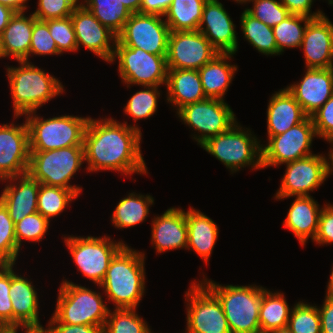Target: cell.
<instances>
[{
	"label": "cell",
	"mask_w": 333,
	"mask_h": 333,
	"mask_svg": "<svg viewBox=\"0 0 333 333\" xmlns=\"http://www.w3.org/2000/svg\"><path fill=\"white\" fill-rule=\"evenodd\" d=\"M116 120L89 118L84 132L88 171L114 170L123 174L147 173L140 150L141 131Z\"/></svg>",
	"instance_id": "obj_1"
},
{
	"label": "cell",
	"mask_w": 333,
	"mask_h": 333,
	"mask_svg": "<svg viewBox=\"0 0 333 333\" xmlns=\"http://www.w3.org/2000/svg\"><path fill=\"white\" fill-rule=\"evenodd\" d=\"M144 253L124 245L112 258L103 282L108 300L116 309H136L145 288Z\"/></svg>",
	"instance_id": "obj_2"
},
{
	"label": "cell",
	"mask_w": 333,
	"mask_h": 333,
	"mask_svg": "<svg viewBox=\"0 0 333 333\" xmlns=\"http://www.w3.org/2000/svg\"><path fill=\"white\" fill-rule=\"evenodd\" d=\"M19 64L18 68H7L15 117L35 112L64 90L59 80L29 62Z\"/></svg>",
	"instance_id": "obj_3"
},
{
	"label": "cell",
	"mask_w": 333,
	"mask_h": 333,
	"mask_svg": "<svg viewBox=\"0 0 333 333\" xmlns=\"http://www.w3.org/2000/svg\"><path fill=\"white\" fill-rule=\"evenodd\" d=\"M204 281L221 303L231 333H261L259 308L266 289L257 286H222L207 279Z\"/></svg>",
	"instance_id": "obj_4"
},
{
	"label": "cell",
	"mask_w": 333,
	"mask_h": 333,
	"mask_svg": "<svg viewBox=\"0 0 333 333\" xmlns=\"http://www.w3.org/2000/svg\"><path fill=\"white\" fill-rule=\"evenodd\" d=\"M34 113L26 114L30 151H50L70 146H84V132L89 117L65 115L42 119L31 116Z\"/></svg>",
	"instance_id": "obj_5"
},
{
	"label": "cell",
	"mask_w": 333,
	"mask_h": 333,
	"mask_svg": "<svg viewBox=\"0 0 333 333\" xmlns=\"http://www.w3.org/2000/svg\"><path fill=\"white\" fill-rule=\"evenodd\" d=\"M83 161H85L84 146L30 151L27 173L41 184L70 189L78 195L82 188L68 185V182Z\"/></svg>",
	"instance_id": "obj_6"
},
{
	"label": "cell",
	"mask_w": 333,
	"mask_h": 333,
	"mask_svg": "<svg viewBox=\"0 0 333 333\" xmlns=\"http://www.w3.org/2000/svg\"><path fill=\"white\" fill-rule=\"evenodd\" d=\"M101 295L73 282L64 281L59 295L54 317L67 325L104 326L109 309Z\"/></svg>",
	"instance_id": "obj_7"
},
{
	"label": "cell",
	"mask_w": 333,
	"mask_h": 333,
	"mask_svg": "<svg viewBox=\"0 0 333 333\" xmlns=\"http://www.w3.org/2000/svg\"><path fill=\"white\" fill-rule=\"evenodd\" d=\"M241 128L235 123L226 132L207 139L201 147L233 172L251 164L254 169H260L263 146L259 144L255 136L252 137L251 132L249 134V130L244 131Z\"/></svg>",
	"instance_id": "obj_8"
},
{
	"label": "cell",
	"mask_w": 333,
	"mask_h": 333,
	"mask_svg": "<svg viewBox=\"0 0 333 333\" xmlns=\"http://www.w3.org/2000/svg\"><path fill=\"white\" fill-rule=\"evenodd\" d=\"M114 58L119 60V72L124 83L146 86L166 84L167 55H154L140 48L114 45Z\"/></svg>",
	"instance_id": "obj_9"
},
{
	"label": "cell",
	"mask_w": 333,
	"mask_h": 333,
	"mask_svg": "<svg viewBox=\"0 0 333 333\" xmlns=\"http://www.w3.org/2000/svg\"><path fill=\"white\" fill-rule=\"evenodd\" d=\"M78 270L84 276L101 284L106 275L110 261L115 254L125 245L122 242H112L108 237H68L65 238Z\"/></svg>",
	"instance_id": "obj_10"
},
{
	"label": "cell",
	"mask_w": 333,
	"mask_h": 333,
	"mask_svg": "<svg viewBox=\"0 0 333 333\" xmlns=\"http://www.w3.org/2000/svg\"><path fill=\"white\" fill-rule=\"evenodd\" d=\"M169 26L154 14L132 13L114 45L140 48L154 55H167Z\"/></svg>",
	"instance_id": "obj_11"
},
{
	"label": "cell",
	"mask_w": 333,
	"mask_h": 333,
	"mask_svg": "<svg viewBox=\"0 0 333 333\" xmlns=\"http://www.w3.org/2000/svg\"><path fill=\"white\" fill-rule=\"evenodd\" d=\"M177 113L188 126L201 133L194 137L200 145L207 139L226 132L236 123L233 111L222 99L207 98L190 103Z\"/></svg>",
	"instance_id": "obj_12"
},
{
	"label": "cell",
	"mask_w": 333,
	"mask_h": 333,
	"mask_svg": "<svg viewBox=\"0 0 333 333\" xmlns=\"http://www.w3.org/2000/svg\"><path fill=\"white\" fill-rule=\"evenodd\" d=\"M186 300L190 301L186 333H231L221 303L205 284L193 283Z\"/></svg>",
	"instance_id": "obj_13"
},
{
	"label": "cell",
	"mask_w": 333,
	"mask_h": 333,
	"mask_svg": "<svg viewBox=\"0 0 333 333\" xmlns=\"http://www.w3.org/2000/svg\"><path fill=\"white\" fill-rule=\"evenodd\" d=\"M311 116L291 127L285 133L272 136L262 149V168L277 166L311 155L310 146L315 137Z\"/></svg>",
	"instance_id": "obj_14"
},
{
	"label": "cell",
	"mask_w": 333,
	"mask_h": 333,
	"mask_svg": "<svg viewBox=\"0 0 333 333\" xmlns=\"http://www.w3.org/2000/svg\"><path fill=\"white\" fill-rule=\"evenodd\" d=\"M219 52L198 30L171 31L167 49L168 69L198 70Z\"/></svg>",
	"instance_id": "obj_15"
},
{
	"label": "cell",
	"mask_w": 333,
	"mask_h": 333,
	"mask_svg": "<svg viewBox=\"0 0 333 333\" xmlns=\"http://www.w3.org/2000/svg\"><path fill=\"white\" fill-rule=\"evenodd\" d=\"M286 166V174L275 195L278 199L291 196H310L309 191L317 189L327 178L326 158L322 155L311 154L288 162Z\"/></svg>",
	"instance_id": "obj_16"
},
{
	"label": "cell",
	"mask_w": 333,
	"mask_h": 333,
	"mask_svg": "<svg viewBox=\"0 0 333 333\" xmlns=\"http://www.w3.org/2000/svg\"><path fill=\"white\" fill-rule=\"evenodd\" d=\"M29 131L27 123L0 126V179L26 174L29 166Z\"/></svg>",
	"instance_id": "obj_17"
},
{
	"label": "cell",
	"mask_w": 333,
	"mask_h": 333,
	"mask_svg": "<svg viewBox=\"0 0 333 333\" xmlns=\"http://www.w3.org/2000/svg\"><path fill=\"white\" fill-rule=\"evenodd\" d=\"M71 21L75 31L77 50L82 44L105 61L111 62L115 47L109 44L117 41V35L101 22L82 4L74 9ZM113 49V50H112Z\"/></svg>",
	"instance_id": "obj_18"
},
{
	"label": "cell",
	"mask_w": 333,
	"mask_h": 333,
	"mask_svg": "<svg viewBox=\"0 0 333 333\" xmlns=\"http://www.w3.org/2000/svg\"><path fill=\"white\" fill-rule=\"evenodd\" d=\"M206 24V28L203 27ZM235 25L218 0H207L199 23L200 31L219 53H233L238 49Z\"/></svg>",
	"instance_id": "obj_19"
},
{
	"label": "cell",
	"mask_w": 333,
	"mask_h": 333,
	"mask_svg": "<svg viewBox=\"0 0 333 333\" xmlns=\"http://www.w3.org/2000/svg\"><path fill=\"white\" fill-rule=\"evenodd\" d=\"M307 68H329L333 56V24L325 15L306 25L301 46Z\"/></svg>",
	"instance_id": "obj_20"
},
{
	"label": "cell",
	"mask_w": 333,
	"mask_h": 333,
	"mask_svg": "<svg viewBox=\"0 0 333 333\" xmlns=\"http://www.w3.org/2000/svg\"><path fill=\"white\" fill-rule=\"evenodd\" d=\"M286 89L311 116L333 95V77L328 68H307L302 81Z\"/></svg>",
	"instance_id": "obj_21"
},
{
	"label": "cell",
	"mask_w": 333,
	"mask_h": 333,
	"mask_svg": "<svg viewBox=\"0 0 333 333\" xmlns=\"http://www.w3.org/2000/svg\"><path fill=\"white\" fill-rule=\"evenodd\" d=\"M152 222V242L158 253L170 249L187 248L186 212L172 207Z\"/></svg>",
	"instance_id": "obj_22"
},
{
	"label": "cell",
	"mask_w": 333,
	"mask_h": 333,
	"mask_svg": "<svg viewBox=\"0 0 333 333\" xmlns=\"http://www.w3.org/2000/svg\"><path fill=\"white\" fill-rule=\"evenodd\" d=\"M8 179L10 181L20 179L19 186L18 184L16 186H6L0 196V201L8 209L10 218L14 224H16L25 216L37 212L40 183L36 179L32 178L28 173Z\"/></svg>",
	"instance_id": "obj_23"
},
{
	"label": "cell",
	"mask_w": 333,
	"mask_h": 333,
	"mask_svg": "<svg viewBox=\"0 0 333 333\" xmlns=\"http://www.w3.org/2000/svg\"><path fill=\"white\" fill-rule=\"evenodd\" d=\"M10 264V292L13 308V324L29 325L42 329L38 318V297L31 282L16 275Z\"/></svg>",
	"instance_id": "obj_24"
},
{
	"label": "cell",
	"mask_w": 333,
	"mask_h": 333,
	"mask_svg": "<svg viewBox=\"0 0 333 333\" xmlns=\"http://www.w3.org/2000/svg\"><path fill=\"white\" fill-rule=\"evenodd\" d=\"M307 117L308 115L286 88L275 93L267 109L268 137L285 133Z\"/></svg>",
	"instance_id": "obj_25"
},
{
	"label": "cell",
	"mask_w": 333,
	"mask_h": 333,
	"mask_svg": "<svg viewBox=\"0 0 333 333\" xmlns=\"http://www.w3.org/2000/svg\"><path fill=\"white\" fill-rule=\"evenodd\" d=\"M311 196H298L292 203L284 227L290 229L302 245L309 237L315 239L321 209Z\"/></svg>",
	"instance_id": "obj_26"
},
{
	"label": "cell",
	"mask_w": 333,
	"mask_h": 333,
	"mask_svg": "<svg viewBox=\"0 0 333 333\" xmlns=\"http://www.w3.org/2000/svg\"><path fill=\"white\" fill-rule=\"evenodd\" d=\"M166 85L167 100L177 105L178 110L187 104L207 99L198 70L168 69Z\"/></svg>",
	"instance_id": "obj_27"
},
{
	"label": "cell",
	"mask_w": 333,
	"mask_h": 333,
	"mask_svg": "<svg viewBox=\"0 0 333 333\" xmlns=\"http://www.w3.org/2000/svg\"><path fill=\"white\" fill-rule=\"evenodd\" d=\"M34 15L16 12L1 34L4 56L12 55L18 62L27 61L31 45Z\"/></svg>",
	"instance_id": "obj_28"
},
{
	"label": "cell",
	"mask_w": 333,
	"mask_h": 333,
	"mask_svg": "<svg viewBox=\"0 0 333 333\" xmlns=\"http://www.w3.org/2000/svg\"><path fill=\"white\" fill-rule=\"evenodd\" d=\"M233 53H219L198 69L203 91L207 98L222 99L237 67L226 63Z\"/></svg>",
	"instance_id": "obj_29"
},
{
	"label": "cell",
	"mask_w": 333,
	"mask_h": 333,
	"mask_svg": "<svg viewBox=\"0 0 333 333\" xmlns=\"http://www.w3.org/2000/svg\"><path fill=\"white\" fill-rule=\"evenodd\" d=\"M186 223L188 228L187 248H193L205 262H208V258L218 237L216 223L204 215V213L193 208H190L186 212Z\"/></svg>",
	"instance_id": "obj_30"
},
{
	"label": "cell",
	"mask_w": 333,
	"mask_h": 333,
	"mask_svg": "<svg viewBox=\"0 0 333 333\" xmlns=\"http://www.w3.org/2000/svg\"><path fill=\"white\" fill-rule=\"evenodd\" d=\"M207 0H172L165 12L170 31H195L199 28Z\"/></svg>",
	"instance_id": "obj_31"
},
{
	"label": "cell",
	"mask_w": 333,
	"mask_h": 333,
	"mask_svg": "<svg viewBox=\"0 0 333 333\" xmlns=\"http://www.w3.org/2000/svg\"><path fill=\"white\" fill-rule=\"evenodd\" d=\"M290 314L289 305L283 294L267 290L263 292L259 308L261 333L287 327Z\"/></svg>",
	"instance_id": "obj_32"
},
{
	"label": "cell",
	"mask_w": 333,
	"mask_h": 333,
	"mask_svg": "<svg viewBox=\"0 0 333 333\" xmlns=\"http://www.w3.org/2000/svg\"><path fill=\"white\" fill-rule=\"evenodd\" d=\"M154 200L150 195H135L131 193L128 197L121 199L114 213L112 214V222L117 228H128L143 222L148 213L149 205Z\"/></svg>",
	"instance_id": "obj_33"
},
{
	"label": "cell",
	"mask_w": 333,
	"mask_h": 333,
	"mask_svg": "<svg viewBox=\"0 0 333 333\" xmlns=\"http://www.w3.org/2000/svg\"><path fill=\"white\" fill-rule=\"evenodd\" d=\"M85 6L102 25L109 28L113 33L118 35L126 21L132 13L122 4L120 0H85Z\"/></svg>",
	"instance_id": "obj_34"
},
{
	"label": "cell",
	"mask_w": 333,
	"mask_h": 333,
	"mask_svg": "<svg viewBox=\"0 0 333 333\" xmlns=\"http://www.w3.org/2000/svg\"><path fill=\"white\" fill-rule=\"evenodd\" d=\"M241 27L245 39L259 52L266 55L279 54L272 27L255 19L245 10L241 15Z\"/></svg>",
	"instance_id": "obj_35"
},
{
	"label": "cell",
	"mask_w": 333,
	"mask_h": 333,
	"mask_svg": "<svg viewBox=\"0 0 333 333\" xmlns=\"http://www.w3.org/2000/svg\"><path fill=\"white\" fill-rule=\"evenodd\" d=\"M77 196L73 190L40 183L37 212L49 220L59 215L67 207L68 203Z\"/></svg>",
	"instance_id": "obj_36"
},
{
	"label": "cell",
	"mask_w": 333,
	"mask_h": 333,
	"mask_svg": "<svg viewBox=\"0 0 333 333\" xmlns=\"http://www.w3.org/2000/svg\"><path fill=\"white\" fill-rule=\"evenodd\" d=\"M312 18L290 14L281 23L272 27L279 54L284 48L300 47L306 25ZM304 22V27L300 25Z\"/></svg>",
	"instance_id": "obj_37"
},
{
	"label": "cell",
	"mask_w": 333,
	"mask_h": 333,
	"mask_svg": "<svg viewBox=\"0 0 333 333\" xmlns=\"http://www.w3.org/2000/svg\"><path fill=\"white\" fill-rule=\"evenodd\" d=\"M135 309L121 308L108 313L103 333H152ZM109 318V320H108Z\"/></svg>",
	"instance_id": "obj_38"
},
{
	"label": "cell",
	"mask_w": 333,
	"mask_h": 333,
	"mask_svg": "<svg viewBox=\"0 0 333 333\" xmlns=\"http://www.w3.org/2000/svg\"><path fill=\"white\" fill-rule=\"evenodd\" d=\"M287 328L292 333H321L318 307L298 302L291 309Z\"/></svg>",
	"instance_id": "obj_39"
},
{
	"label": "cell",
	"mask_w": 333,
	"mask_h": 333,
	"mask_svg": "<svg viewBox=\"0 0 333 333\" xmlns=\"http://www.w3.org/2000/svg\"><path fill=\"white\" fill-rule=\"evenodd\" d=\"M19 248L15 238V224L8 209L0 201V264H14Z\"/></svg>",
	"instance_id": "obj_40"
},
{
	"label": "cell",
	"mask_w": 333,
	"mask_h": 333,
	"mask_svg": "<svg viewBox=\"0 0 333 333\" xmlns=\"http://www.w3.org/2000/svg\"><path fill=\"white\" fill-rule=\"evenodd\" d=\"M158 87L146 86V90L136 92L125 106V113L132 116L134 121L152 116L157 108V97L160 96Z\"/></svg>",
	"instance_id": "obj_41"
},
{
	"label": "cell",
	"mask_w": 333,
	"mask_h": 333,
	"mask_svg": "<svg viewBox=\"0 0 333 333\" xmlns=\"http://www.w3.org/2000/svg\"><path fill=\"white\" fill-rule=\"evenodd\" d=\"M254 2L253 9H245V11L265 23L270 27L281 23L285 18L290 15V12L279 1L276 0H246Z\"/></svg>",
	"instance_id": "obj_42"
},
{
	"label": "cell",
	"mask_w": 333,
	"mask_h": 333,
	"mask_svg": "<svg viewBox=\"0 0 333 333\" xmlns=\"http://www.w3.org/2000/svg\"><path fill=\"white\" fill-rule=\"evenodd\" d=\"M49 226V220L43 217L39 212L25 216L21 221L15 224V238L17 246L20 249L21 240L40 241L44 238Z\"/></svg>",
	"instance_id": "obj_43"
},
{
	"label": "cell",
	"mask_w": 333,
	"mask_h": 333,
	"mask_svg": "<svg viewBox=\"0 0 333 333\" xmlns=\"http://www.w3.org/2000/svg\"><path fill=\"white\" fill-rule=\"evenodd\" d=\"M48 24L49 32L56 42L58 51H76L77 42L71 16L45 21Z\"/></svg>",
	"instance_id": "obj_44"
},
{
	"label": "cell",
	"mask_w": 333,
	"mask_h": 333,
	"mask_svg": "<svg viewBox=\"0 0 333 333\" xmlns=\"http://www.w3.org/2000/svg\"><path fill=\"white\" fill-rule=\"evenodd\" d=\"M33 53L36 55L60 54L56 42L50 35L48 24L35 17L29 55Z\"/></svg>",
	"instance_id": "obj_45"
},
{
	"label": "cell",
	"mask_w": 333,
	"mask_h": 333,
	"mask_svg": "<svg viewBox=\"0 0 333 333\" xmlns=\"http://www.w3.org/2000/svg\"><path fill=\"white\" fill-rule=\"evenodd\" d=\"M77 2L76 0H39L38 8L33 15L41 21L69 17L78 6Z\"/></svg>",
	"instance_id": "obj_46"
},
{
	"label": "cell",
	"mask_w": 333,
	"mask_h": 333,
	"mask_svg": "<svg viewBox=\"0 0 333 333\" xmlns=\"http://www.w3.org/2000/svg\"><path fill=\"white\" fill-rule=\"evenodd\" d=\"M10 292V264H0V325L13 324Z\"/></svg>",
	"instance_id": "obj_47"
},
{
	"label": "cell",
	"mask_w": 333,
	"mask_h": 333,
	"mask_svg": "<svg viewBox=\"0 0 333 333\" xmlns=\"http://www.w3.org/2000/svg\"><path fill=\"white\" fill-rule=\"evenodd\" d=\"M316 136L333 143V95L311 115Z\"/></svg>",
	"instance_id": "obj_48"
},
{
	"label": "cell",
	"mask_w": 333,
	"mask_h": 333,
	"mask_svg": "<svg viewBox=\"0 0 333 333\" xmlns=\"http://www.w3.org/2000/svg\"><path fill=\"white\" fill-rule=\"evenodd\" d=\"M319 216L318 231L313 241L319 244L333 242V206L325 205Z\"/></svg>",
	"instance_id": "obj_49"
},
{
	"label": "cell",
	"mask_w": 333,
	"mask_h": 333,
	"mask_svg": "<svg viewBox=\"0 0 333 333\" xmlns=\"http://www.w3.org/2000/svg\"><path fill=\"white\" fill-rule=\"evenodd\" d=\"M54 324H57L54 326ZM47 333H103L104 326L95 325H67L60 323L54 316L51 318Z\"/></svg>",
	"instance_id": "obj_50"
},
{
	"label": "cell",
	"mask_w": 333,
	"mask_h": 333,
	"mask_svg": "<svg viewBox=\"0 0 333 333\" xmlns=\"http://www.w3.org/2000/svg\"><path fill=\"white\" fill-rule=\"evenodd\" d=\"M281 3L286 7L290 14L302 15L310 18H317L323 14L318 11L313 14L310 13L311 5L313 0H280Z\"/></svg>",
	"instance_id": "obj_51"
},
{
	"label": "cell",
	"mask_w": 333,
	"mask_h": 333,
	"mask_svg": "<svg viewBox=\"0 0 333 333\" xmlns=\"http://www.w3.org/2000/svg\"><path fill=\"white\" fill-rule=\"evenodd\" d=\"M321 333H333V298L326 295L322 309H319Z\"/></svg>",
	"instance_id": "obj_52"
},
{
	"label": "cell",
	"mask_w": 333,
	"mask_h": 333,
	"mask_svg": "<svg viewBox=\"0 0 333 333\" xmlns=\"http://www.w3.org/2000/svg\"><path fill=\"white\" fill-rule=\"evenodd\" d=\"M172 0H142L141 13L164 16Z\"/></svg>",
	"instance_id": "obj_53"
},
{
	"label": "cell",
	"mask_w": 333,
	"mask_h": 333,
	"mask_svg": "<svg viewBox=\"0 0 333 333\" xmlns=\"http://www.w3.org/2000/svg\"><path fill=\"white\" fill-rule=\"evenodd\" d=\"M16 11L8 6L0 4V35L8 25L10 19L14 16Z\"/></svg>",
	"instance_id": "obj_54"
},
{
	"label": "cell",
	"mask_w": 333,
	"mask_h": 333,
	"mask_svg": "<svg viewBox=\"0 0 333 333\" xmlns=\"http://www.w3.org/2000/svg\"><path fill=\"white\" fill-rule=\"evenodd\" d=\"M26 1L27 0H0V4L10 7L16 12H22L27 7L24 5Z\"/></svg>",
	"instance_id": "obj_55"
},
{
	"label": "cell",
	"mask_w": 333,
	"mask_h": 333,
	"mask_svg": "<svg viewBox=\"0 0 333 333\" xmlns=\"http://www.w3.org/2000/svg\"><path fill=\"white\" fill-rule=\"evenodd\" d=\"M141 1L142 0H120L131 13H141Z\"/></svg>",
	"instance_id": "obj_56"
},
{
	"label": "cell",
	"mask_w": 333,
	"mask_h": 333,
	"mask_svg": "<svg viewBox=\"0 0 333 333\" xmlns=\"http://www.w3.org/2000/svg\"><path fill=\"white\" fill-rule=\"evenodd\" d=\"M330 154H329V158H330V160L332 161L331 162V165L332 166H330V163H328V161H327V159H326V177H328L329 176V174H330V172H332L333 171V149L331 150V152H329Z\"/></svg>",
	"instance_id": "obj_57"
},
{
	"label": "cell",
	"mask_w": 333,
	"mask_h": 333,
	"mask_svg": "<svg viewBox=\"0 0 333 333\" xmlns=\"http://www.w3.org/2000/svg\"><path fill=\"white\" fill-rule=\"evenodd\" d=\"M326 295L330 298H333V269L331 272L328 288H327V293Z\"/></svg>",
	"instance_id": "obj_58"
},
{
	"label": "cell",
	"mask_w": 333,
	"mask_h": 333,
	"mask_svg": "<svg viewBox=\"0 0 333 333\" xmlns=\"http://www.w3.org/2000/svg\"><path fill=\"white\" fill-rule=\"evenodd\" d=\"M269 333H292V332L287 327H285V328L272 330Z\"/></svg>",
	"instance_id": "obj_59"
},
{
	"label": "cell",
	"mask_w": 333,
	"mask_h": 333,
	"mask_svg": "<svg viewBox=\"0 0 333 333\" xmlns=\"http://www.w3.org/2000/svg\"><path fill=\"white\" fill-rule=\"evenodd\" d=\"M1 57H5V56H4V51H3V47H2V40H1V35H0V58Z\"/></svg>",
	"instance_id": "obj_60"
},
{
	"label": "cell",
	"mask_w": 333,
	"mask_h": 333,
	"mask_svg": "<svg viewBox=\"0 0 333 333\" xmlns=\"http://www.w3.org/2000/svg\"><path fill=\"white\" fill-rule=\"evenodd\" d=\"M328 69L330 70L331 75H332V77H333V56H332V61H331L330 65H329V68H328Z\"/></svg>",
	"instance_id": "obj_61"
},
{
	"label": "cell",
	"mask_w": 333,
	"mask_h": 333,
	"mask_svg": "<svg viewBox=\"0 0 333 333\" xmlns=\"http://www.w3.org/2000/svg\"><path fill=\"white\" fill-rule=\"evenodd\" d=\"M239 3H245L246 0H236Z\"/></svg>",
	"instance_id": "obj_62"
}]
</instances>
